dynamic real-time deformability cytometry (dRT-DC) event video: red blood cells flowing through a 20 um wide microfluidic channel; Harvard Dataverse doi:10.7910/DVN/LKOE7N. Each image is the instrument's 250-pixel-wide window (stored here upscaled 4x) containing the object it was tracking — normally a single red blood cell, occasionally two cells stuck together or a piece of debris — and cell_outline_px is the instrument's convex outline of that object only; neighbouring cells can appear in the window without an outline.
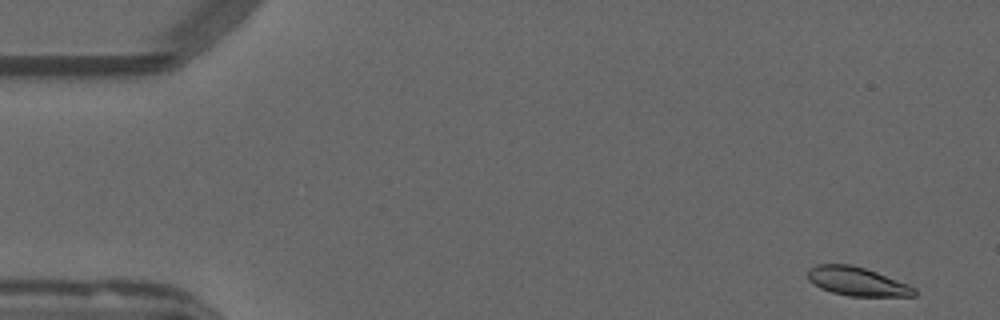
{"species": "common noctule bat (a hibernating species)", "species_latin": "Nyctalus noctula", "temperature_condition": "warm", "stored_images_in_passage": 52, "camera_frame_rate_fps": 3000, "um_per_image_px": 0.085, "animal": {"sex": "male", "forearm_length_mm": 52.5}, "frame": {"image": 1, "passage_image": 1, "time_ms": 0.0, "image_size_px": [1000, 320], "cell_outline_px": [[916, 296], [848, 296], [832, 292], [820, 288], [808, 280], [808, 272], [816, 264], [852, 264], [876, 272], [908, 284], [916, 288]], "centroid_in_image_um": [72.86, 23.93], "position_along_channel_um": 12.1, "area_um2": 17.74}}
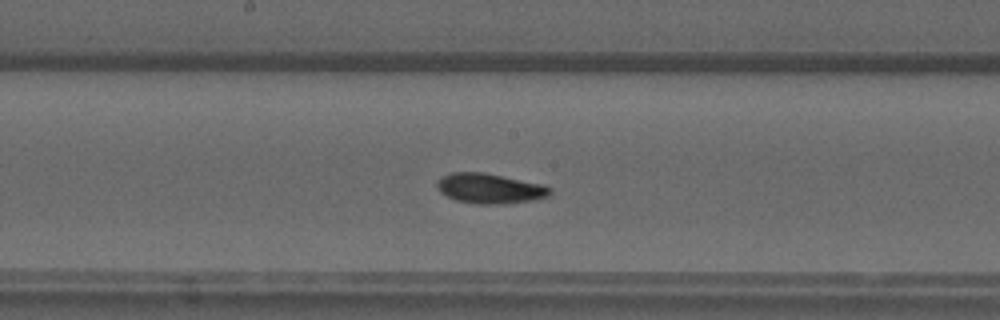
{"frame": {"image": 2, "passage_image": 26, "time_ms": 8.333, "image_size_px": [1000, 320], "cell_outline_px": [[552, 192], [548, 196], [536, 200], [504, 204], [476, 204], [456, 200], [440, 192], [436, 188], [436, 180], [440, 176], [452, 172], [480, 172], [540, 184], [552, 188]], "centroid_in_image_um": [41.59, 16.03], "position_along_channel_um": 206.6, "area_um2": 19.77}}
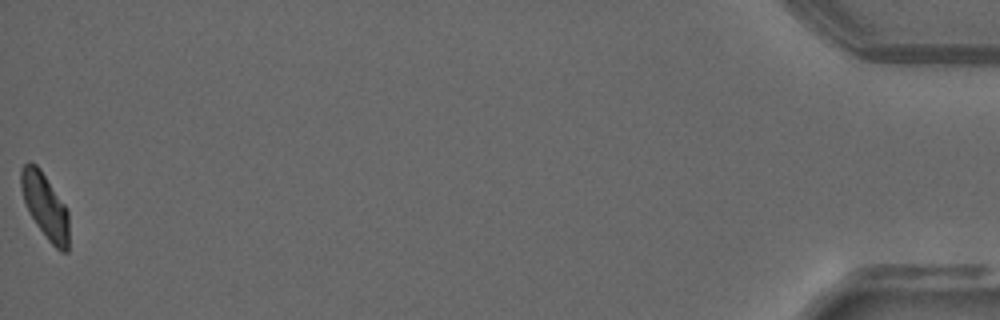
{"frame": {"image": 3, "passage_image": 52, "time_ms": 17.0, "image_size_px": [1000, 320], "cell_outline_px": [[68, 252], [60, 252], [48, 240], [36, 224], [24, 200], [20, 188], [20, 168], [28, 160], [36, 164], [40, 168], [68, 208]], "centroid_in_image_um": [3.83, 17.47], "position_along_channel_um": 431.4, "area_um2": 18.32}, "authors_computed_cell_mechanics": {"area_um2": 18.8428, "velocity_mm_per_s": 3.7985, "shape_relaxation_time_tau1_ms": 4.6383, "shape_relaxation_time_tau2_ms": 1.8526, "deformation_change_tau1": 0.1574, "deformation_change_tau2": 0.0626}}